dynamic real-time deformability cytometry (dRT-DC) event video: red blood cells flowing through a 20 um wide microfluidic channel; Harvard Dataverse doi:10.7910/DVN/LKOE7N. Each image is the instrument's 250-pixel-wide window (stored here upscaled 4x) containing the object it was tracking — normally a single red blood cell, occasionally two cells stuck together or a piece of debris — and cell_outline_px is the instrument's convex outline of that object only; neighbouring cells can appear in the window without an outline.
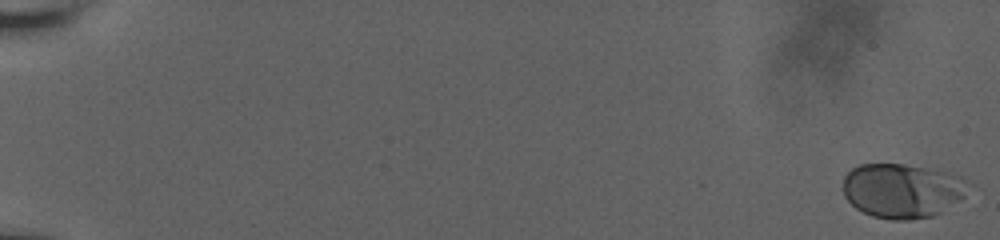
{"species": "human", "species_latin": "Homo sapiens", "temperature_condition": "room temperature", "stored_images_in_passage": 44, "camera_frame_rate_fps": 3000, "um_per_image_px": 0.085, "donor": {"sex": "male"}, "frame": {"image": 1, "passage_image": 2, "time_ms": 0.333, "image_size_px": [1000, 240], "cell_outline_px": [[976, 184], [960, 200], [940, 212], [932, 216], [908, 220], [892, 220], [872, 216], [856, 208], [844, 196], [844, 176], [852, 168], [860, 164], [904, 164], [948, 172], [960, 176]], "centroid_in_image_um": [76.75, 16.19], "position_along_channel_um": 8.2, "area_um2": 40.11}}
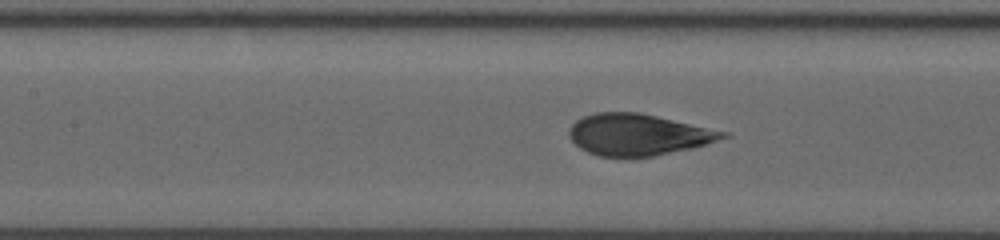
{"frame": {"image": 2, "passage_image": 25, "time_ms": 10.0, "image_size_px": [1000, 240], "cell_outline_px": [[732, 136], [692, 148], [652, 156], [600, 156], [588, 152], [580, 148], [568, 136], [568, 128], [576, 120], [584, 116], [596, 112], [640, 112], [728, 132]], "centroid_in_image_um": [54.24, 11.43], "position_along_channel_um": 153.2, "area_um2": 36.99}}
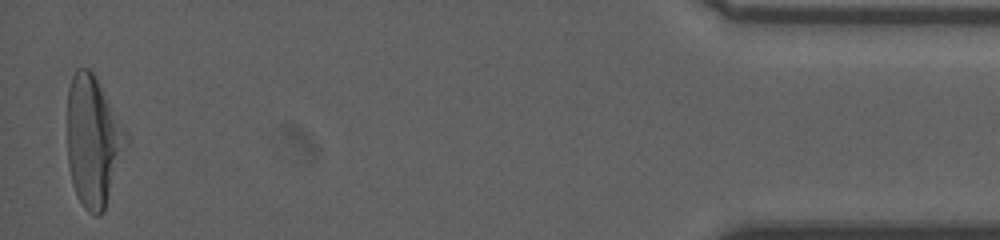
{"frame": {"image": 3, "passage_image": 44, "time_ms": 19.333, "image_size_px": [1000, 240], "cell_outline_px": [[120, 132], [104, 212], [100, 216], [96, 216], [88, 212], [84, 208], [72, 184], [68, 164], [68, 88], [72, 76], [76, 68], [88, 68], [96, 76]], "centroid_in_image_um": [7.7, 11.96], "position_along_channel_um": 427.5, "area_um2": 40.23}, "authors_computed_cell_mechanics": {"area_um2": 38.148, "velocity_mm_per_s": 3.7723, "shape_relaxation_time_tau1_ms": 4.5113, "shape_relaxation_time_tau2_ms": null, "deformation_change_tau1": 0.1696, "deformation_change_tau2": null}}